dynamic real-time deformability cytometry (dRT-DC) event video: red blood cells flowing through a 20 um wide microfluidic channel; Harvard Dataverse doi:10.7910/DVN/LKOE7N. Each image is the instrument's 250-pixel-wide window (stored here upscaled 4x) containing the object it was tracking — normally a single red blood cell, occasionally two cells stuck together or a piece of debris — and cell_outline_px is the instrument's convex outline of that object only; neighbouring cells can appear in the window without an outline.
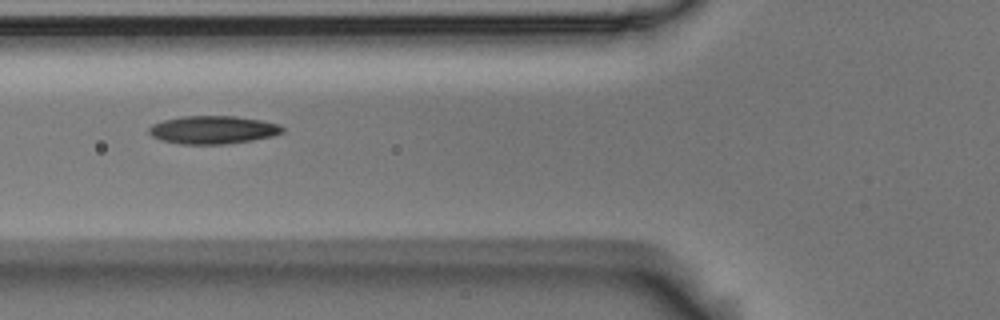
{"species": "Egyptian fruit bat (a non-hibernating species)", "species_latin": "Rousettus aegyptiacus", "temperature_condition": "room temperature", "stored_images_in_passage": 13, "camera_frame_rate_fps": 3000, "um_per_image_px": 0.085, "animal": {"sex": "male"}, "frame": {"image": 1, "passage_image": 5, "time_ms": 1.333, "image_size_px": [1000, 320], "cell_outline_px": [[284, 132], [272, 136], [252, 140], [228, 144], [180, 144], [160, 140], [152, 136], [148, 132], [148, 128], [152, 124], [164, 120], [184, 116], [236, 116], [260, 120], [276, 124], [284, 128]], "centroid_in_image_um": [18.07, 11.04], "position_along_channel_um": 107.7, "area_um2": 21.79}}
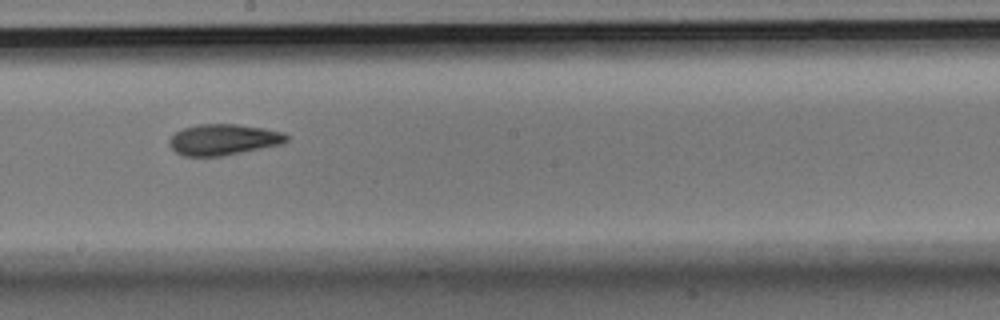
{"frame": {"image": 2, "passage_image": 8, "time_ms": 2.333, "image_size_px": [1000, 320], "cell_outline_px": [[288, 140], [280, 144], [220, 156], [184, 156], [176, 152], [168, 144], [168, 140], [176, 132], [184, 128], [200, 124], [236, 124], [264, 128], [284, 132], [288, 136]], "centroid_in_image_um": [18.97, 11.86], "position_along_channel_um": 229.2, "area_um2": 20.92}}
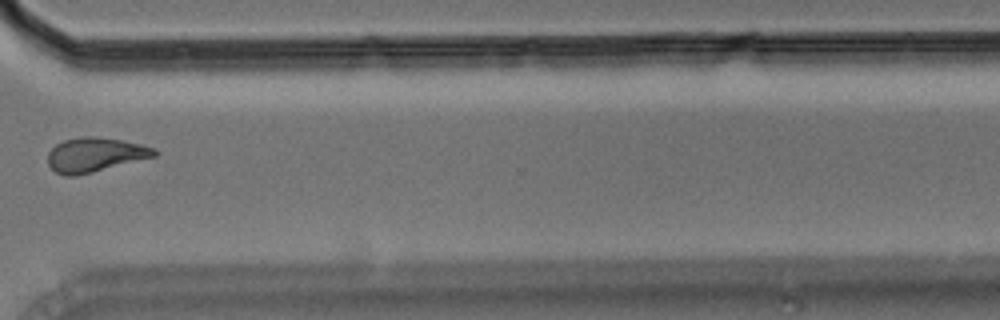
{"frame": {"image": 3, "passage_image": 11, "time_ms": 3.333, "image_size_px": [1000, 320], "cell_outline_px": [[160, 152], [156, 156], [76, 176], [64, 176], [56, 172], [48, 164], [48, 152], [56, 144], [64, 140], [84, 136], [96, 136], [120, 140], [140, 144], [156, 148]], "centroid_in_image_um": [8.08, 13.15], "position_along_channel_um": 362.5, "area_um2": 21.27}}